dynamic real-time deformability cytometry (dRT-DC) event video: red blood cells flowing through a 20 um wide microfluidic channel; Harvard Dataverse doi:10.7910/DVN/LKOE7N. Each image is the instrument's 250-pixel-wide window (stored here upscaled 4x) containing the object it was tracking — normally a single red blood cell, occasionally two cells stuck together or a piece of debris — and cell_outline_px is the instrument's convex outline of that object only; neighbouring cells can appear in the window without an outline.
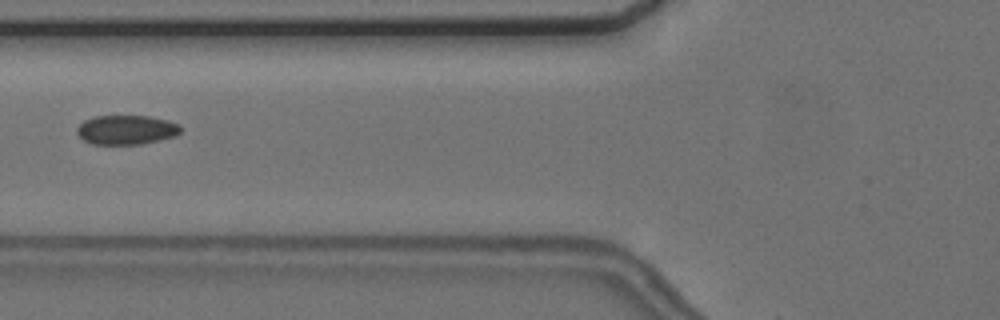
{"species": "common noctule bat (a hibernating species)", "species_latin": "Nyctalus noctula", "temperature_condition": "cold", "stored_images_in_passage": 2, "camera_frame_rate_fps": 3000, "um_per_image_px": 0.085, "animal": {"sex": "female", "body_mass_g": 24.6, "forearm_length_mm": 56.2}, "frame": {"image": 1, "passage_image": 2, "time_ms": 1.0, "image_size_px": [1000, 320], "cell_outline_px": [[180, 132], [176, 136], [140, 144], [92, 144], [84, 140], [76, 132], [76, 128], [84, 120], [96, 116], [148, 116], [168, 120], [180, 124]], "centroid_in_image_um": [10.74, 11.03], "position_along_channel_um": 115.1, "area_um2": 17.69}}